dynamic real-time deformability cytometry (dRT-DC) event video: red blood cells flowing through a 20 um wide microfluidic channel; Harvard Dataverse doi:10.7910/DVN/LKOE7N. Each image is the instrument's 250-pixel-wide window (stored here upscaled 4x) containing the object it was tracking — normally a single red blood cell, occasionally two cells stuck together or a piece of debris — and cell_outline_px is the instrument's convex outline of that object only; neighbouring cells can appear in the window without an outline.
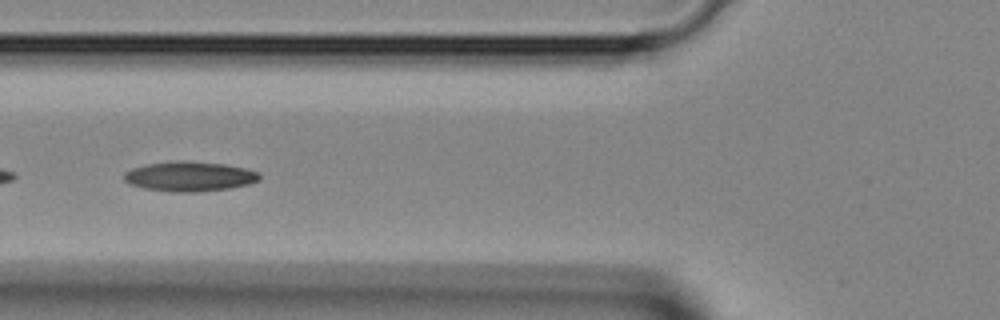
{"species": "Egyptian fruit bat (a non-hibernating species)", "species_latin": "Rousettus aegyptiacus", "temperature_condition": "room temperature", "stored_images_in_passage": 43, "camera_frame_rate_fps": 3000, "um_per_image_px": 0.085, "animal": {"sex": "female"}, "frame": {"image": 1, "passage_image": 15, "time_ms": 4.667, "image_size_px": [1000, 320], "cell_outline_px": [[260, 180], [248, 184], [228, 188], [196, 192], [172, 192], [144, 188], [132, 184], [124, 180], [124, 172], [132, 168], [148, 164], [172, 160], [188, 160], [224, 164], [244, 168], [260, 172]], "centroid_in_image_um": [16.11, 14.98], "position_along_channel_um": 109.7, "area_um2": 23.58}}
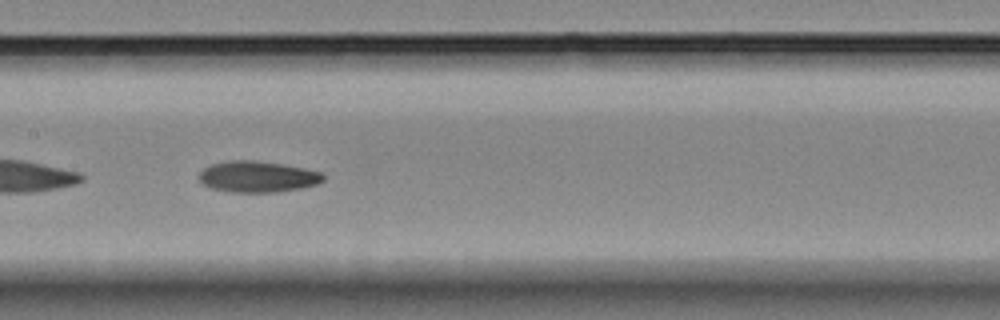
{"frame": {"image": 2, "passage_image": 20, "time_ms": 6.333, "image_size_px": [1000, 320], "cell_outline_px": [[324, 180], [316, 184], [300, 188], [276, 192], [228, 192], [212, 188], [204, 184], [200, 180], [200, 172], [204, 168], [212, 164], [228, 160], [252, 160], [280, 164], [304, 168], [324, 172]], "centroid_in_image_um": [21.91, 15.02], "position_along_channel_um": 185.5, "area_um2": 22.43}}
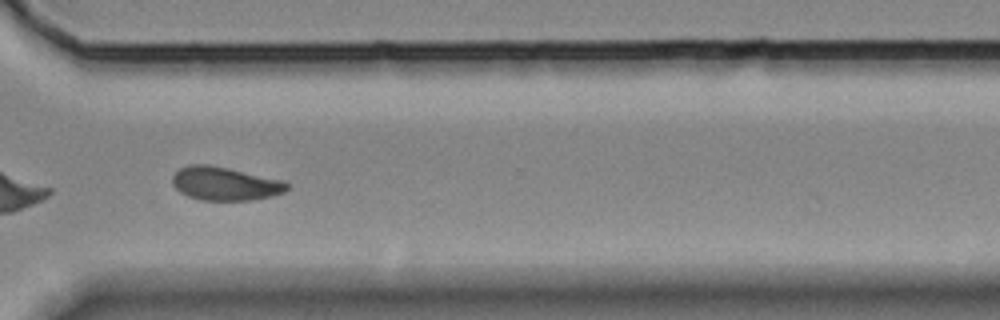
{"frame": {"image": 3, "passage_image": 31, "time_ms": 10.0, "image_size_px": [1000, 320], "cell_outline_px": [[288, 188], [284, 192], [272, 196], [248, 200], [200, 200], [188, 196], [180, 192], [172, 184], [172, 176], [180, 168], [188, 164], [208, 164], [228, 168], [284, 180], [288, 184]], "centroid_in_image_um": [19.11, 15.6], "position_along_channel_um": 351.5, "area_um2": 22.37}}